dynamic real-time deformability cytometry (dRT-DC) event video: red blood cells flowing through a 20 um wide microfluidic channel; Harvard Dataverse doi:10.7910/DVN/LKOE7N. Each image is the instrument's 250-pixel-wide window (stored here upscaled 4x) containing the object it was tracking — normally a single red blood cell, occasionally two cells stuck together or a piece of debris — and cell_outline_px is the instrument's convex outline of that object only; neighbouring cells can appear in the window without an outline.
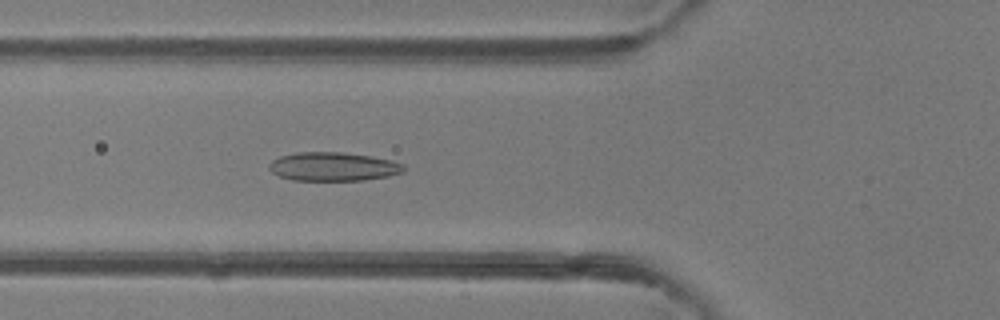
{"species": "common noctule bat (a hibernating species)", "species_latin": "Nyctalus noctula", "temperature_condition": "room temperature", "stored_images_in_passage": 49, "camera_frame_rate_fps": 3000, "um_per_image_px": 0.085, "animal": {"sex": "female"}, "frame": {"image": 1, "passage_image": 18, "time_ms": 5.667, "image_size_px": [1000, 320], "cell_outline_px": [[404, 172], [388, 176], [364, 180], [292, 180], [280, 176], [272, 172], [268, 168], [268, 164], [272, 160], [280, 156], [296, 152], [344, 152], [372, 156], [392, 160], [404, 164]], "centroid_in_image_um": [28.33, 14.15], "position_along_channel_um": 97.5, "area_um2": 22.66}}
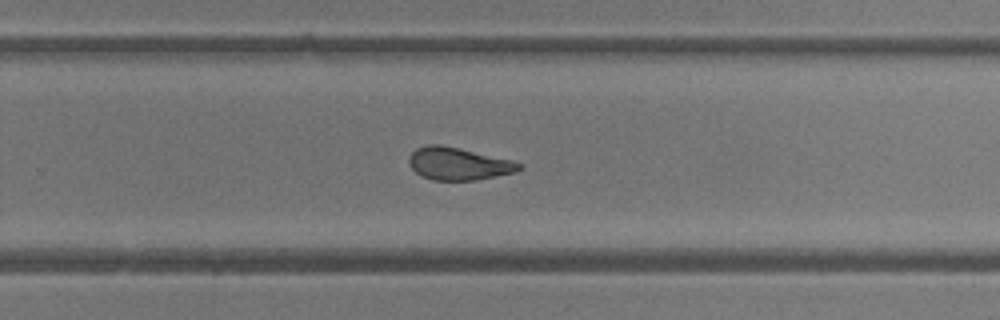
{"frame": {"image": 2, "passage_image": 32, "time_ms": 10.333, "image_size_px": [1000, 320], "cell_outline_px": [[524, 168], [516, 172], [476, 180], [432, 180], [420, 176], [408, 164], [408, 156], [416, 148], [428, 144], [440, 144], [460, 148], [512, 160], [524, 164]], "centroid_in_image_um": [38.97, 13.91], "position_along_channel_um": 290.8, "area_um2": 21.15}}
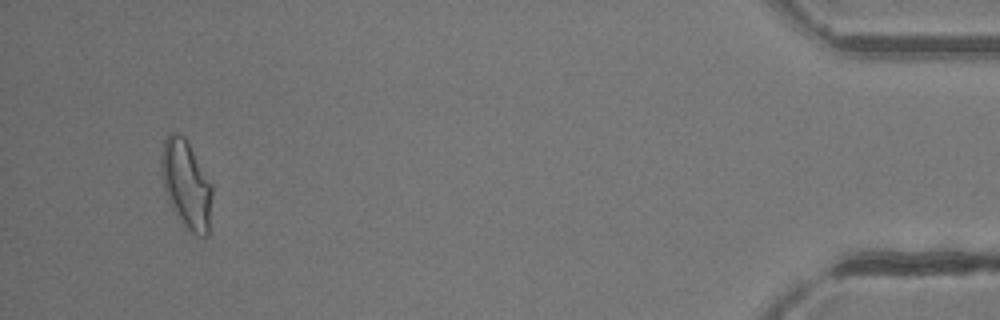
{"frame": {"image": 3, "passage_image": 47, "time_ms": 15.333, "image_size_px": [1000, 320], "cell_outline_px": [[212, 192], [208, 236], [196, 236], [180, 220], [172, 208], [164, 188], [160, 172], [160, 156], [164, 140], [168, 132], [176, 132], [184, 136], [212, 184]], "centroid_in_image_um": [15.81, 15.64], "position_along_channel_um": 419.4, "area_um2": 26.07}, "authors_computed_cell_mechanics": {"area_um2": 22.6576, "velocity_mm_per_s": 4.1397, "shape_relaxation_time_tau1_ms": 8.1067, "shape_relaxation_time_tau2_ms": 1.5396, "deformation_change_tau1": 0.21, "deformation_change_tau2": 0.0751}}